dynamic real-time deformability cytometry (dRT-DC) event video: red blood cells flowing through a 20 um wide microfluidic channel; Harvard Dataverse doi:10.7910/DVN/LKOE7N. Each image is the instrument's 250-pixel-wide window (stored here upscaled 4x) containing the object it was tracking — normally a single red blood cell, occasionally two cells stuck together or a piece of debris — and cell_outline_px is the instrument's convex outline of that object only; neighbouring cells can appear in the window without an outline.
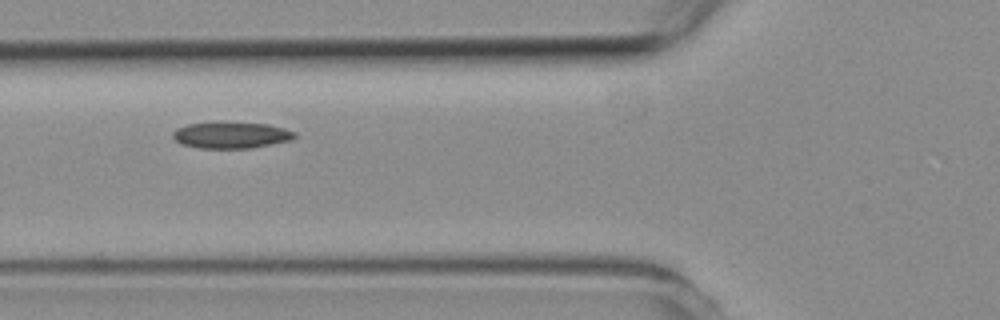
{"species": "common noctule bat (a hibernating species)", "species_latin": "Nyctalus noctula", "temperature_condition": "room temperature", "stored_images_in_passage": 4, "camera_frame_rate_fps": 3000, "um_per_image_px": 0.085, "animal": {"sex": "female", "body_mass_g": 19.3, "forearm_length_mm": 54.1}, "frame": {"image": 1, "passage_image": 4, "time_ms": 3.333, "image_size_px": [1000, 320], "cell_outline_px": [[296, 136], [292, 140], [252, 148], [200, 148], [180, 144], [172, 136], [172, 132], [176, 128], [188, 124], [268, 124], [284, 128], [296, 132]], "centroid_in_image_um": [19.66, 11.52], "position_along_channel_um": 106.1, "area_um2": 18.21}}